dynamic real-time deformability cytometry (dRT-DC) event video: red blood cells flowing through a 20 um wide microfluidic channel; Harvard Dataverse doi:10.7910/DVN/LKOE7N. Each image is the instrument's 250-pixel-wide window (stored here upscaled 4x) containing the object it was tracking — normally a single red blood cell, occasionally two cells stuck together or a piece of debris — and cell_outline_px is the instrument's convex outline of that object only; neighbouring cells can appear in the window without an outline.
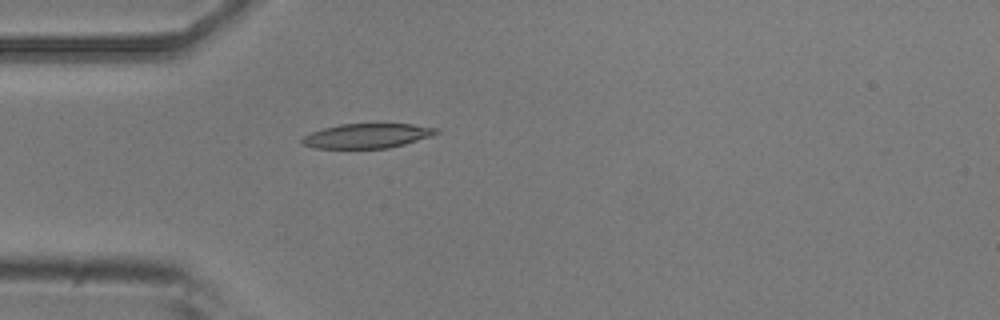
{"species": "common noctule bat (a hibernating species)", "species_latin": "Nyctalus noctula", "temperature_condition": "room temperature", "stored_images_in_passage": 3, "camera_frame_rate_fps": 3000, "um_per_image_px": 0.085, "animal": {"sex": "male", "body_mass_g": 20.5, "forearm_length_mm": 52.5}, "frame": {"image": 1, "passage_image": 2, "time_ms": 0.333, "image_size_px": [1000, 320], "cell_outline_px": [[440, 132], [432, 136], [404, 144], [388, 148], [312, 148], [304, 144], [300, 140], [304, 136], [312, 132], [324, 128], [340, 124], [412, 124], [440, 128]], "centroid_in_image_um": [31.24, 11.54], "position_along_channel_um": 53.8, "area_um2": 19.19}}